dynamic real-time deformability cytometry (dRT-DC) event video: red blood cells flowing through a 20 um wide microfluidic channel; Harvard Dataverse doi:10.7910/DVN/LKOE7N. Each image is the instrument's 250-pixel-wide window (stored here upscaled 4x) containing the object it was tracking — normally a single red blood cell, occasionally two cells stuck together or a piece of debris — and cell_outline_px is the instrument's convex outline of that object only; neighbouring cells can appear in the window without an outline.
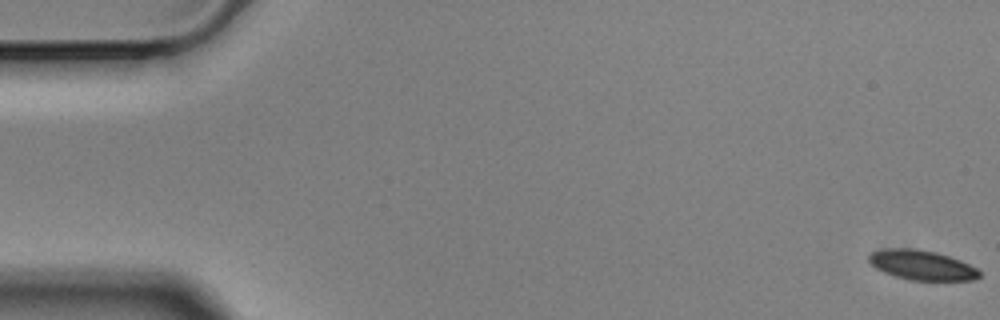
{"species": "Egyptian fruit bat (a non-hibernating species)", "species_latin": "Rousettus aegyptiacus", "temperature_condition": "cold", "stored_images_in_passage": 59, "camera_frame_rate_fps": 3000, "um_per_image_px": 0.085, "animal": {"sex": "male"}, "frame": {"image": 1, "passage_image": 1, "time_ms": 0.0, "image_size_px": [1000, 320], "cell_outline_px": [[980, 276], [972, 280], [908, 280], [884, 272], [876, 268], [868, 260], [868, 256], [872, 252], [884, 248], [916, 248], [936, 252], [960, 260], [976, 268], [980, 272]], "centroid_in_image_um": [78.33, 22.52], "position_along_channel_um": 6.7, "area_um2": 19.07}}
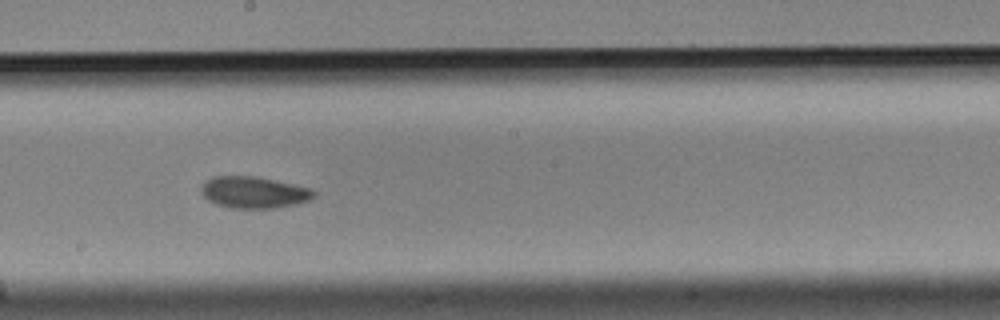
{"frame": {"image": 2, "passage_image": 32, "time_ms": 10.333, "image_size_px": [1000, 320], "cell_outline_px": [[316, 196], [308, 200], [296, 204], [276, 208], [232, 208], [216, 204], [208, 200], [200, 192], [200, 188], [204, 180], [212, 176], [256, 176], [312, 188], [316, 192]], "centroid_in_image_um": [21.56, 16.34], "position_along_channel_um": 226.6, "area_um2": 20.98}}
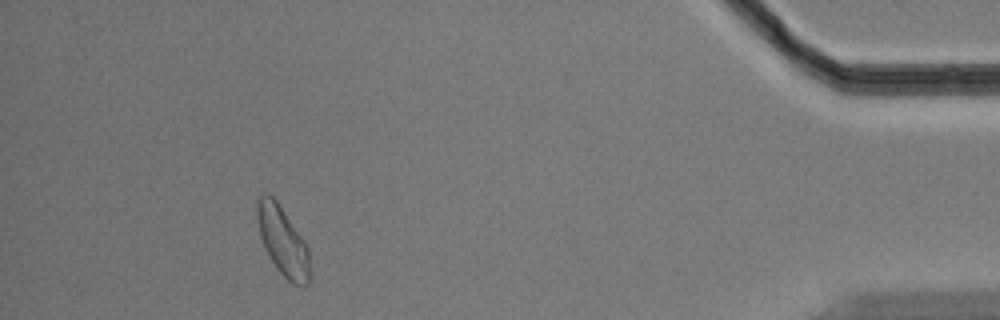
{"frame": {"image": 3, "passage_image": 53, "time_ms": 17.333, "image_size_px": [1000, 320], "cell_outline_px": [[308, 284], [292, 284], [276, 268], [264, 248], [260, 236], [256, 216], [256, 200], [260, 196], [272, 196], [276, 200], [304, 240], [308, 248]], "centroid_in_image_um": [23.99, 20.47], "position_along_channel_um": 411.2, "area_um2": 20.63}, "authors_computed_cell_mechanics": {"area_um2": 20.519, "velocity_mm_per_s": 3.492, "shape_relaxation_time_tau1_ms": 5.5711, "shape_relaxation_time_tau2_ms": 4.539, "deformation_change_tau1": 0.0988, "deformation_change_tau2": 0.0937}}